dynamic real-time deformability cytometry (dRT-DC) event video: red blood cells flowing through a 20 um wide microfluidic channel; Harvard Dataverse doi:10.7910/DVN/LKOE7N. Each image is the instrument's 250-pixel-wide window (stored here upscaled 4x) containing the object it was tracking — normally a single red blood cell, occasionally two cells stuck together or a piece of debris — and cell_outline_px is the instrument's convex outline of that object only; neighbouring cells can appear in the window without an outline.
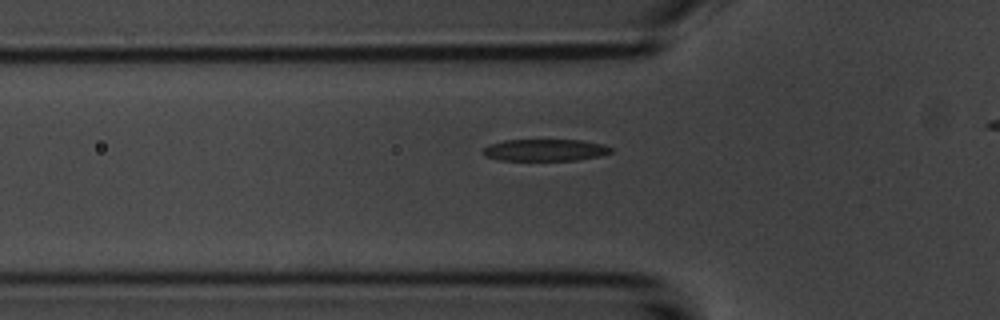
{"species": "common noctule bat (a hibernating species)", "species_latin": "Nyctalus noctula", "temperature_condition": "room temperature", "stored_images_in_passage": 30, "camera_frame_rate_fps": 3000, "um_per_image_px": 0.085, "animal": {"sex": "male", "body_mass_g": 20.1, "forearm_length_mm": 53.5}, "frame": {"image": 1, "passage_image": 3, "time_ms": 0.667, "image_size_px": [1000, 320], "cell_outline_px": [[612, 152], [600, 156], [576, 160], [500, 160], [484, 156], [484, 148], [492, 144], [504, 140], [580, 140], [604, 144], [612, 148]], "centroid_in_image_um": [46.37, 12.75], "position_along_channel_um": 79.4, "area_um2": 16.18}}
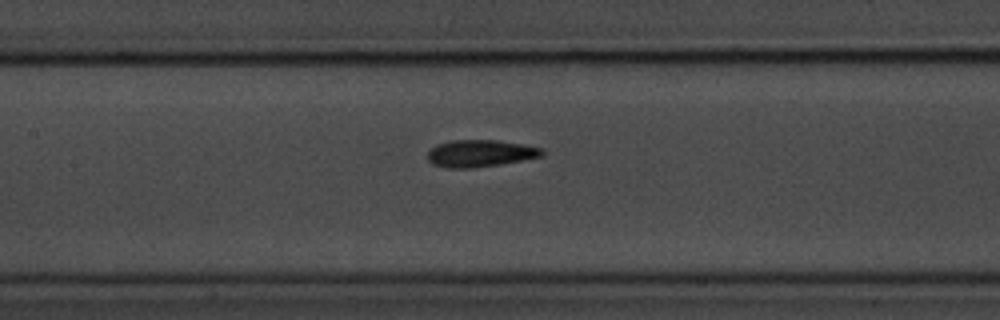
{"frame": {"image": 2, "passage_image": 10, "time_ms": 3.0, "image_size_px": [1000, 320], "cell_outline_px": [[544, 156], [500, 164], [472, 168], [448, 168], [432, 164], [428, 160], [428, 152], [436, 144], [452, 140], [500, 140], [524, 144], [544, 148]], "centroid_in_image_um": [40.85, 13.03], "position_along_channel_um": 166.6, "area_um2": 18.21}}
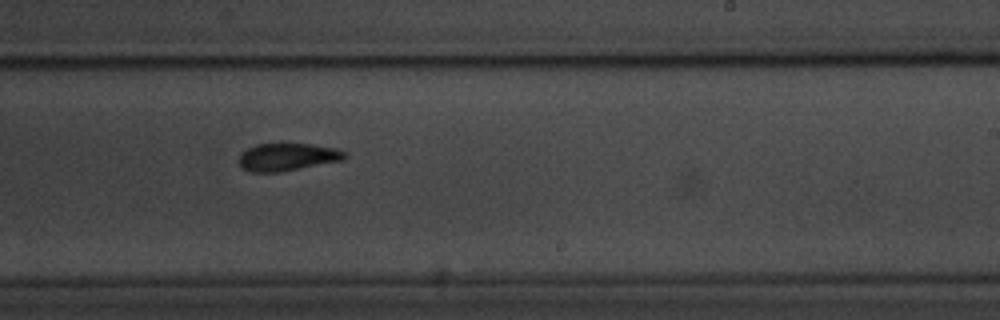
{"frame": {"image": 3, "passage_image": 18, "time_ms": 5.667, "image_size_px": [1000, 320], "cell_outline_px": [[348, 156], [344, 160], [280, 172], [248, 172], [240, 168], [240, 152], [256, 144], [312, 144], [336, 148], [344, 152]], "centroid_in_image_um": [24.42, 13.35], "position_along_channel_um": 264.6, "area_um2": 17.11}}